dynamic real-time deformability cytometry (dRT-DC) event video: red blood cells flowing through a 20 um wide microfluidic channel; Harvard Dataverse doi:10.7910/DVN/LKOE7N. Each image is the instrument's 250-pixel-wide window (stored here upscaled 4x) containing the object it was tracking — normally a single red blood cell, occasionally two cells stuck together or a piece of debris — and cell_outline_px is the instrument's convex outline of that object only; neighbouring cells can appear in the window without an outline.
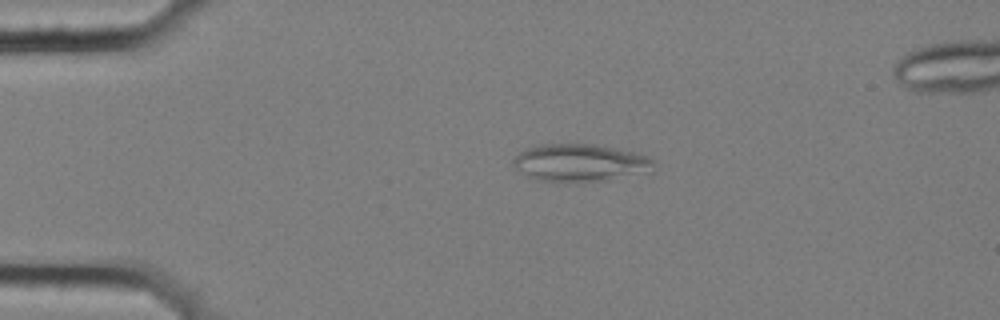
{"species": "common noctule bat (a hibernating species)", "species_latin": "Nyctalus noctula", "temperature_condition": "cold", "stored_images_in_passage": 5, "camera_frame_rate_fps": 3000, "um_per_image_px": 0.085, "animal": {"sex": "female", "body_mass_g": 25.1}, "frame": {"image": 1, "passage_image": 3, "time_ms": 0.667, "image_size_px": [1000, 320], "cell_outline_px": [[656, 164], [652, 172], [608, 180], [576, 184], [556, 184], [536, 180], [528, 176], [516, 168], [512, 164], [512, 160], [520, 152], [536, 144], [592, 144], [632, 152], [656, 160]], "centroid_in_image_um": [49.3, 13.89], "position_along_channel_um": 35.7, "area_um2": 31.56}}